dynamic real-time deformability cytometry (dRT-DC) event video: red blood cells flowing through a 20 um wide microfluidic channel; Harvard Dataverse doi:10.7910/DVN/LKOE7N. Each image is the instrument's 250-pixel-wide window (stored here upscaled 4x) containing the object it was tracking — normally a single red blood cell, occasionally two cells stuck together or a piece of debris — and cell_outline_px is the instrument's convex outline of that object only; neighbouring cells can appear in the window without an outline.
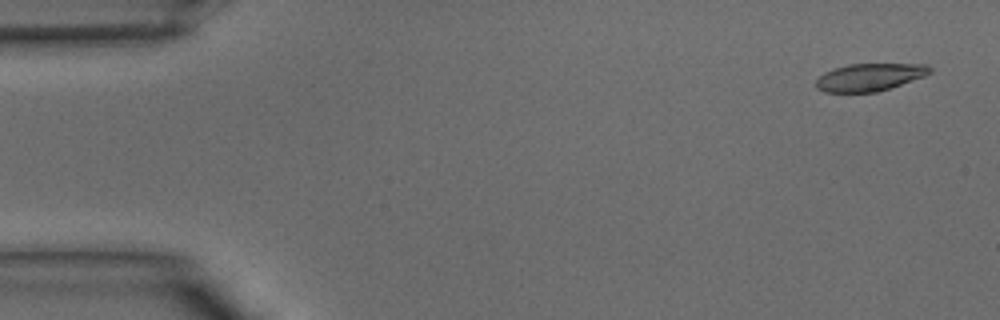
{"species": "common noctule bat (a hibernating species)", "species_latin": "Nyctalus noctula", "temperature_condition": "warm", "stored_images_in_passage": 7, "camera_frame_rate_fps": 3000, "um_per_image_px": 0.085, "animal": {"sex": "male", "body_mass_g": 15.6}, "frame": {"image": 1, "passage_image": 2, "time_ms": 0.333, "image_size_px": [1000, 320], "cell_outline_px": [[932, 72], [924, 76], [876, 92], [824, 92], [816, 88], [816, 80], [824, 72], [848, 64], [928, 64], [932, 68]], "centroid_in_image_um": [73.91, 6.55], "position_along_channel_um": 11.1, "area_um2": 18.09}}